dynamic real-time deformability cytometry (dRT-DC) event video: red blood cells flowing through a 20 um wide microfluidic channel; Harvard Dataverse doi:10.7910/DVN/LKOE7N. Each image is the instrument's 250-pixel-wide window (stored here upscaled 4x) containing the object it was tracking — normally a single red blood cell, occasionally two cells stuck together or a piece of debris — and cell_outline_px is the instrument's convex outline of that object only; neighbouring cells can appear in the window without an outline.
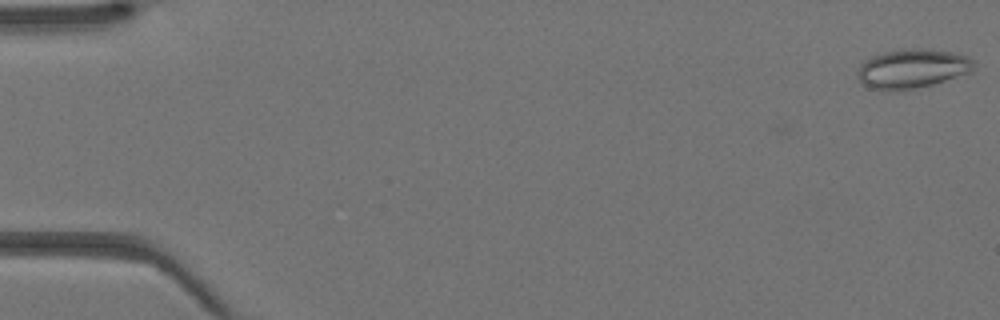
{"species": "Egyptian fruit bat (a non-hibernating species)", "species_latin": "Rousettus aegyptiacus", "temperature_condition": "warm", "stored_images_in_passage": 21, "camera_frame_rate_fps": 3000, "um_per_image_px": 0.085, "animal": {"sex": "female"}, "frame": {"image": 1, "passage_image": 1, "time_ms": 0.0, "image_size_px": [1000, 320], "cell_outline_px": [[976, 68], [972, 72], [932, 84], [904, 92], [884, 92], [868, 88], [856, 76], [860, 64], [864, 60], [872, 56], [884, 52], [908, 48], [928, 48], [952, 52], [968, 56], [976, 60]], "centroid_in_image_um": [77.55, 5.85], "position_along_channel_um": 7.4, "area_um2": 27.46}}